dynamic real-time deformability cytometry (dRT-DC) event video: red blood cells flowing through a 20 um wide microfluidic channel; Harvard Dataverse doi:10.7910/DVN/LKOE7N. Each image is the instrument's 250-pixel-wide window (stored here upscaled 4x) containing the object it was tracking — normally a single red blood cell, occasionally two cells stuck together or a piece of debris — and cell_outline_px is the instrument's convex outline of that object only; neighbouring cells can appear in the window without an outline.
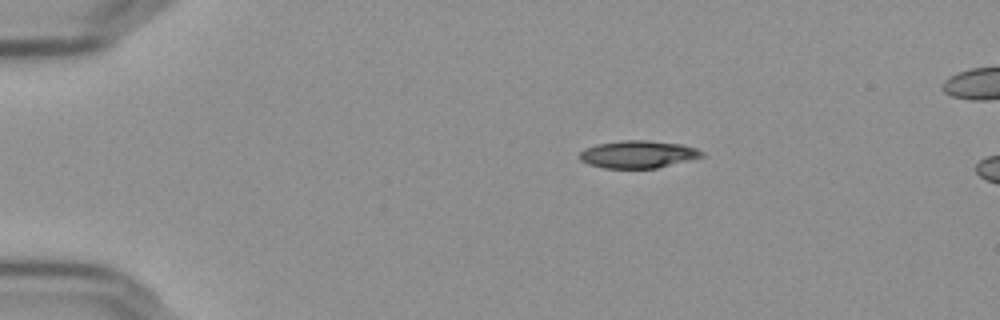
{"species": "Egyptian fruit bat (a non-hibernating species)", "species_latin": "Rousettus aegyptiacus", "temperature_condition": "cold", "stored_images_in_passage": 9, "camera_frame_rate_fps": 3000, "um_per_image_px": 0.085, "frame": {"image": 1, "passage_image": 1, "time_ms": 0.0, "image_size_px": [1000, 320], "cell_outline_px": [[704, 156], [656, 168], [604, 168], [588, 164], [580, 160], [580, 152], [584, 148], [596, 144], [624, 140], [648, 140], [684, 144], [696, 148], [704, 152]], "centroid_in_image_um": [54.23, 13.1], "position_along_channel_um": 30.8, "area_um2": 19.59}}